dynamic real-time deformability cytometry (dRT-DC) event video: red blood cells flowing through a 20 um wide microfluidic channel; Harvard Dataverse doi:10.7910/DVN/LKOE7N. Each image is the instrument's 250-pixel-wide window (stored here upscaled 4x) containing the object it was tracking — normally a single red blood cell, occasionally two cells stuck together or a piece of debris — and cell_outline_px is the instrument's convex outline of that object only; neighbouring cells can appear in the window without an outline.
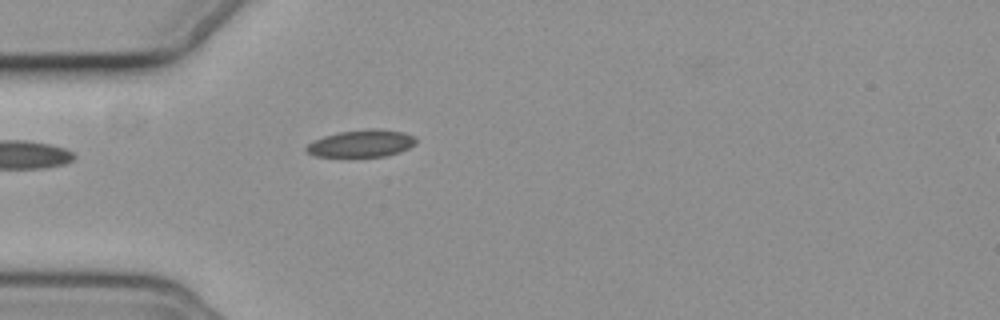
{"species": "common noctule bat (a hibernating species)", "species_latin": "Nyctalus noctula", "temperature_condition": "cold", "stored_images_in_passage": 41, "camera_frame_rate_fps": 3000, "um_per_image_px": 0.085, "animal": {"sex": "female", "body_mass_g": 19.3, "forearm_length_mm": 54.1}, "frame": {"image": 1, "passage_image": 1, "time_ms": 0.0, "image_size_px": [1000, 320], "cell_outline_px": [[416, 144], [400, 152], [384, 156], [316, 156], [308, 152], [304, 148], [308, 144], [324, 136], [340, 132], [368, 128], [380, 128], [404, 132], [416, 136]], "centroid_in_image_um": [30.78, 12.17], "position_along_channel_um": 54.2, "area_um2": 17.34}}
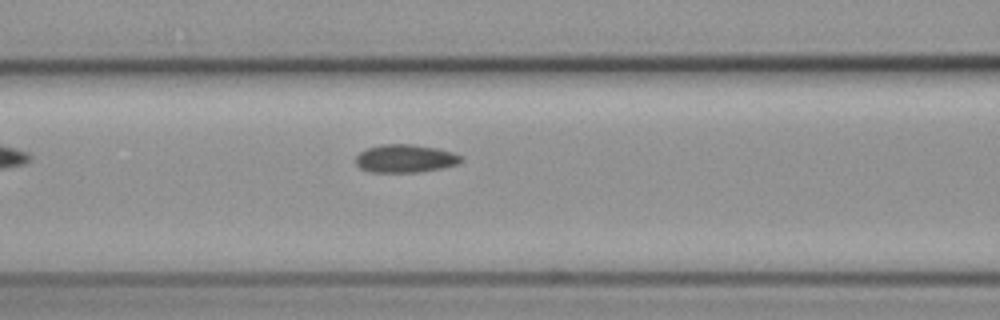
{"frame": {"image": 2, "passage_image": 8, "time_ms": 2.333, "image_size_px": [1000, 320], "cell_outline_px": [[464, 160], [456, 164], [440, 168], [420, 172], [368, 172], [360, 168], [356, 164], [356, 156], [360, 152], [368, 148], [380, 144], [412, 144], [436, 148], [452, 152], [464, 156]], "centroid_in_image_um": [34.44, 13.47], "position_along_channel_um": 132.2, "area_um2": 17.28}}
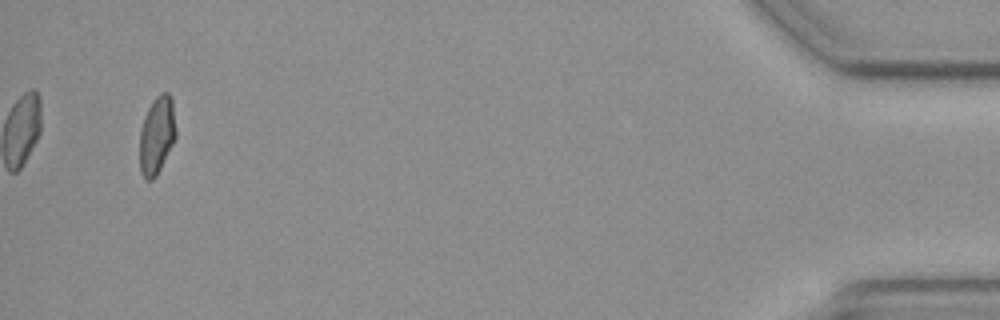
{"frame": {"image": 3, "passage_image": 39, "time_ms": 12.667, "image_size_px": [1000, 320], "cell_outline_px": [[176, 136], [156, 176], [152, 180], [144, 180], [140, 172], [140, 128], [144, 116], [152, 100], [160, 92], [168, 92], [172, 100], [176, 132]], "centroid_in_image_um": [13.31, 11.48], "position_along_channel_um": 421.9, "area_um2": 16.42}, "authors_computed_cell_mechanics": {"area_um2": 16.9354, "velocity_mm_per_s": 3.6497, "shape_relaxation_time_tau1_ms": null, "shape_relaxation_time_tau2_ms": 5.0809, "deformation_change_tau1": null, "deformation_change_tau2": 0.0796}}